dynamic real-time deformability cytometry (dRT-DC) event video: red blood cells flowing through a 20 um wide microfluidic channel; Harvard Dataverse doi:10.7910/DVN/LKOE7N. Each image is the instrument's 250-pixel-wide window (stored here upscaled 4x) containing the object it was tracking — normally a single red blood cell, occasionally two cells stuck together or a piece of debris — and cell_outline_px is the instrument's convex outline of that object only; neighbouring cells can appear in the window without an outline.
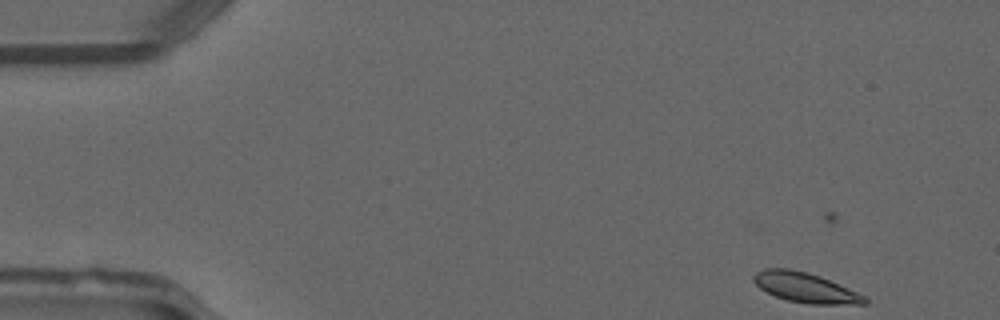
{"species": "common noctule bat (a hibernating species)", "species_latin": "Nyctalus noctula", "temperature_condition": "warm", "stored_images_in_passage": 15, "camera_frame_rate_fps": 3000, "um_per_image_px": 0.085, "animal": {"sex": "male", "forearm_length_mm": 52.5}, "frame": {"image": 1, "passage_image": 1, "time_ms": 0.0, "image_size_px": [1000, 320], "cell_outline_px": [[868, 304], [808, 304], [788, 300], [776, 296], [760, 288], [752, 280], [752, 276], [756, 272], [764, 268], [788, 268], [808, 272], [820, 276], [868, 296]], "centroid_in_image_um": [68.49, 24.44], "position_along_channel_um": 16.5, "area_um2": 19.48}}
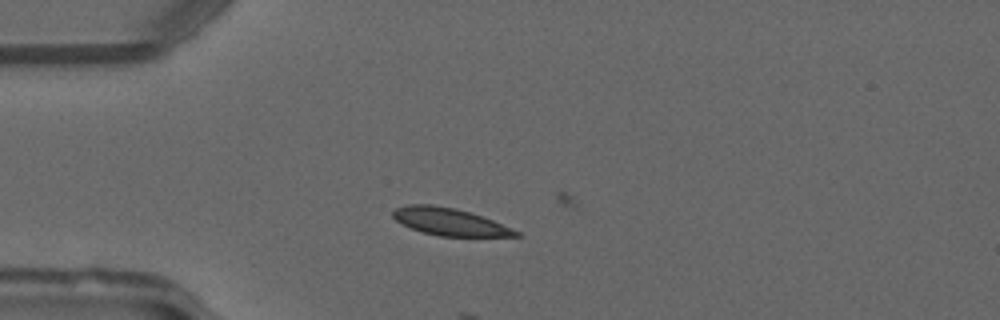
{"frame": {"image": 2, "passage_image": 10, "time_ms": 3.0, "image_size_px": [1000, 320], "cell_outline_px": [[520, 236], [440, 236], [420, 232], [396, 220], [392, 216], [392, 212], [396, 208], [408, 204], [432, 204], [456, 208], [492, 220], [512, 228], [520, 232]], "centroid_in_image_um": [38.19, 18.84], "position_along_channel_um": 46.8, "area_um2": 19.36}}